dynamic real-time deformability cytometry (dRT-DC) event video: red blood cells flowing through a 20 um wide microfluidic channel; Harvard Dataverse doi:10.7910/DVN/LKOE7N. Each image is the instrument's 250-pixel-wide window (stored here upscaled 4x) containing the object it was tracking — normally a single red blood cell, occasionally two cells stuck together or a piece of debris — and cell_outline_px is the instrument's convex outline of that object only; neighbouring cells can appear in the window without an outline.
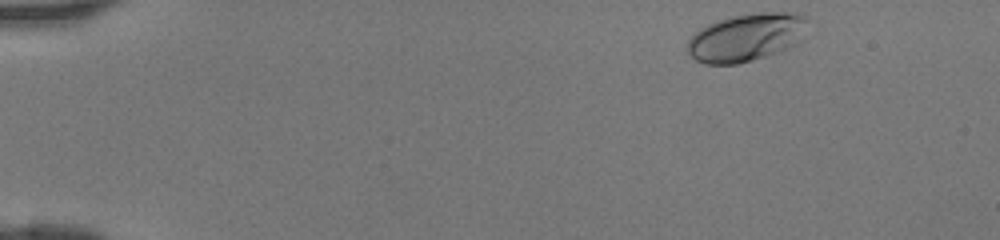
{"species": "human", "species_latin": "Homo sapiens", "temperature_condition": "room temperature", "stored_images_in_passage": 41, "camera_frame_rate_fps": 3000, "um_per_image_px": 0.085, "donor": {"sex": "female"}, "frame": {"image": 1, "passage_image": 1, "time_ms": 0.0, "image_size_px": [1000, 240], "cell_outline_px": [[808, 20], [800, 40], [788, 48], [752, 60], [736, 64], [704, 64], [696, 60], [688, 52], [688, 40], [700, 28], [716, 20], [736, 16], [760, 12], [804, 12], [808, 16]], "centroid_in_image_um": [63.46, 3.15], "position_along_channel_um": 21.5, "area_um2": 33.41}}
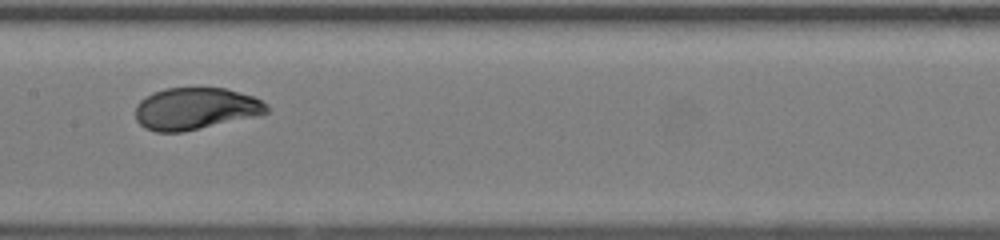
{"frame": {"image": 2, "passage_image": 20, "time_ms": 6.333, "image_size_px": [1000, 240], "cell_outline_px": [[268, 112], [256, 116], [184, 132], [156, 132], [144, 128], [136, 120], [136, 104], [144, 96], [152, 92], [164, 88], [224, 88], [252, 96], [268, 104]], "centroid_in_image_um": [16.58, 9.24], "position_along_channel_um": 190.8, "area_um2": 32.19}}
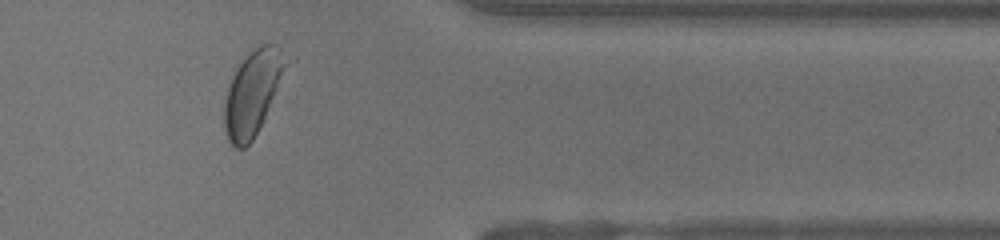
{"frame": {"image": 3, "passage_image": 34, "time_ms": 11.0, "image_size_px": [1000, 240], "cell_outline_px": [[296, 60], [252, 140], [244, 148], [236, 148], [228, 140], [224, 128], [224, 104], [228, 88], [232, 76], [236, 68], [260, 44], [276, 44], [296, 56]], "centroid_in_image_um": [21.64, 7.77], "position_along_channel_um": 389.8, "area_um2": 31.62}}